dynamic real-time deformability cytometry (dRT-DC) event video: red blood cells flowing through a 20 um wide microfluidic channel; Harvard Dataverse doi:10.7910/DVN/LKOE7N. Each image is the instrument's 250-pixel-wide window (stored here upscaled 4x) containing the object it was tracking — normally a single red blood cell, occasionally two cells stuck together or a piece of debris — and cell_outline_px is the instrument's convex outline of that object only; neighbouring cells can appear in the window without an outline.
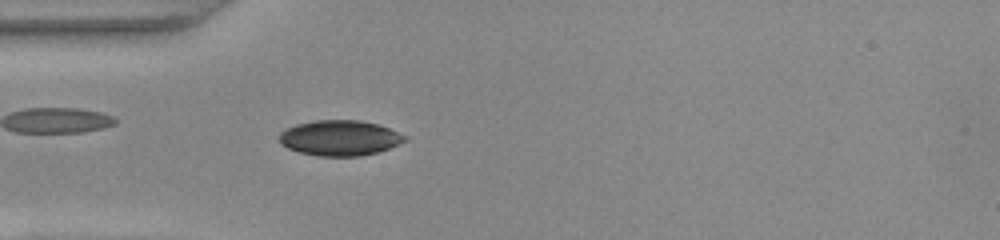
{"species": "common noctule bat (a hibernating species)", "species_latin": "Nyctalus noctula", "temperature_condition": "warm", "stored_images_in_passage": 47, "camera_frame_rate_fps": 3000, "um_per_image_px": 0.085, "animal": {"sex": "female", "body_mass_g": 22.0, "forearm_length_mm": 56.7}, "frame": {"image": 1, "passage_image": 10, "time_ms": 3.0, "image_size_px": [1000, 240], "cell_outline_px": [[408, 140], [388, 148], [376, 152], [360, 156], [316, 156], [300, 152], [288, 148], [280, 144], [280, 132], [296, 124], [316, 120], [360, 120], [376, 124], [388, 128], [408, 136]], "centroid_in_image_um": [28.88, 11.72], "position_along_channel_um": 56.1, "area_um2": 25.78}}
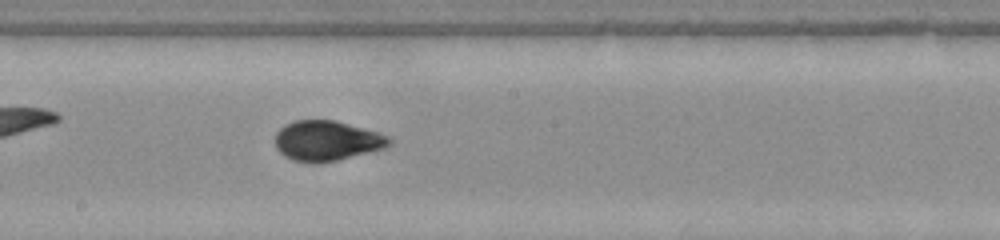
{"frame": {"image": 2, "passage_image": 23, "time_ms": 7.333, "image_size_px": [1000, 240], "cell_outline_px": [[392, 144], [384, 148], [336, 160], [316, 164], [312, 164], [292, 160], [284, 156], [276, 148], [276, 132], [284, 124], [292, 120], [336, 120], [376, 132], [388, 136], [392, 140]], "centroid_in_image_um": [27.74, 11.96], "position_along_channel_um": 220.5, "area_um2": 26.7}}
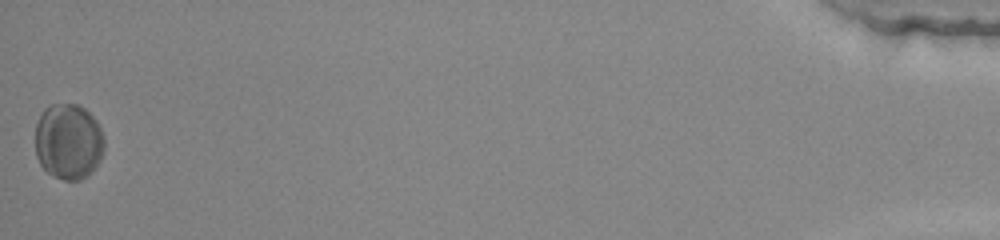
{"frame": {"image": 3, "passage_image": 47, "time_ms": 15.333, "image_size_px": [1000, 240], "cell_outline_px": [[104, 148], [100, 160], [88, 176], [80, 180], [64, 180], [52, 176], [40, 164], [36, 156], [36, 124], [44, 108], [48, 104], [80, 104], [96, 120], [104, 136]], "centroid_in_image_um": [5.82, 12.02], "position_along_channel_um": 429.4, "area_um2": 30.75}, "authors_computed_cell_mechanics": {"area_um2": 26.8192, "velocity_mm_per_s": 3.8735, "shape_relaxation_time_tau1_ms": 2.5306, "shape_relaxation_time_tau2_ms": 2.0012, "deformation_change_tau1": 0.1053, "deformation_change_tau2": 0.0425}}